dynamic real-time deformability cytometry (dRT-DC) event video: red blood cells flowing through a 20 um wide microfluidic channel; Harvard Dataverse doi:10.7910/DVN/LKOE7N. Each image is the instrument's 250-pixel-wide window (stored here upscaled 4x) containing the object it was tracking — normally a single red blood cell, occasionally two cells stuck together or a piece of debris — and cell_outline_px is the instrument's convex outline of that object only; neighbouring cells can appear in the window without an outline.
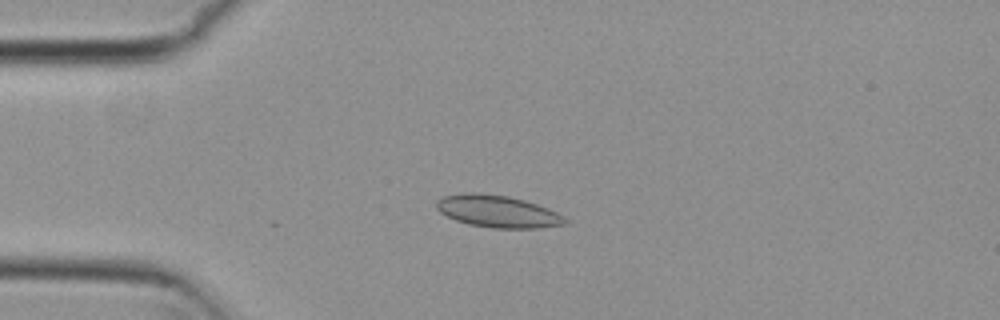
{"species": "common noctule bat (a hibernating species)", "species_latin": "Nyctalus noctula", "temperature_condition": "cold", "stored_images_in_passage": 47, "camera_frame_rate_fps": 3000, "um_per_image_px": 0.085, "animal": {"sex": "female", "body_mass_g": 29.2, "forearm_length_mm": 56.3}, "frame": {"image": 1, "passage_image": 6, "time_ms": 1.667, "image_size_px": [1000, 320], "cell_outline_px": [[568, 220], [564, 224], [540, 228], [492, 228], [468, 224], [456, 220], [440, 212], [436, 208], [436, 200], [444, 196], [464, 192], [476, 192], [508, 196], [524, 200], [548, 208], [564, 216]], "centroid_in_image_um": [42.28, 17.96], "position_along_channel_um": 42.7, "area_um2": 24.1}}
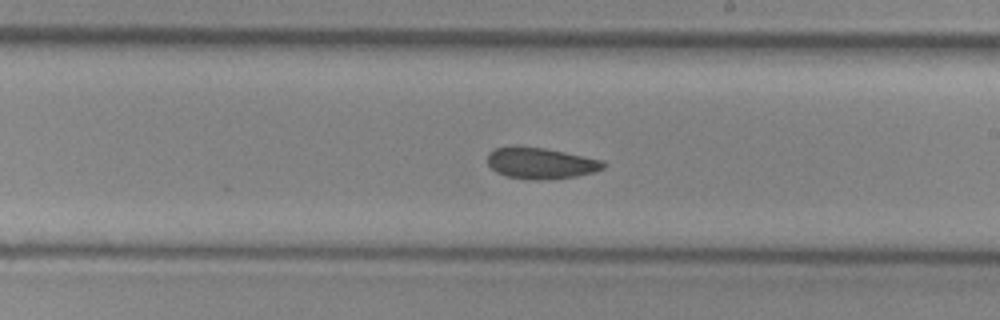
{"frame": {"image": 2, "passage_image": 24, "time_ms": 7.667, "image_size_px": [1000, 320], "cell_outline_px": [[608, 164], [604, 168], [596, 172], [576, 176], [548, 180], [532, 180], [504, 176], [496, 172], [488, 164], [488, 152], [496, 148], [544, 148], [604, 160]], "centroid_in_image_um": [46.03, 13.91], "position_along_channel_um": 243.0, "area_um2": 20.92}}
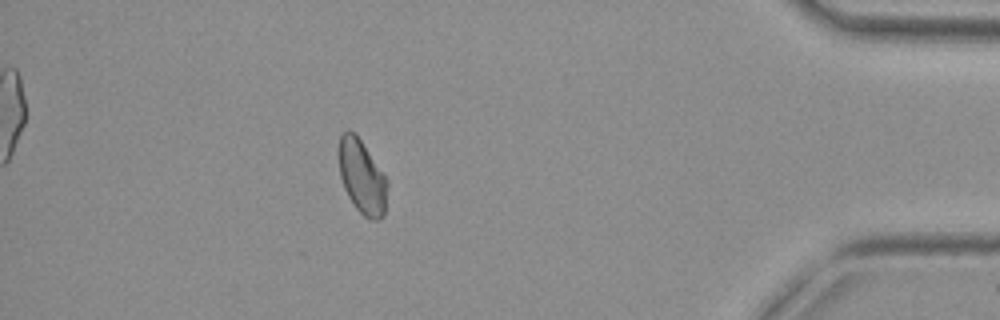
{"frame": {"image": 3, "passage_image": 41, "time_ms": 13.333, "image_size_px": [1000, 320], "cell_outline_px": [[388, 184], [384, 216], [380, 220], [368, 220], [356, 208], [348, 196], [344, 188], [340, 176], [340, 136], [348, 128], [360, 140], [388, 180]], "centroid_in_image_um": [30.8, 15.1], "position_along_channel_um": 404.4, "area_um2": 20.58}, "authors_computed_cell_mechanics": {"area_um2": 21.6172, "velocity_mm_per_s": 3.73, "shape_relaxation_time_tau1_ms": null, "shape_relaxation_time_tau2_ms": 5.2921, "deformation_change_tau1": null, "deformation_change_tau2": 0.066}}